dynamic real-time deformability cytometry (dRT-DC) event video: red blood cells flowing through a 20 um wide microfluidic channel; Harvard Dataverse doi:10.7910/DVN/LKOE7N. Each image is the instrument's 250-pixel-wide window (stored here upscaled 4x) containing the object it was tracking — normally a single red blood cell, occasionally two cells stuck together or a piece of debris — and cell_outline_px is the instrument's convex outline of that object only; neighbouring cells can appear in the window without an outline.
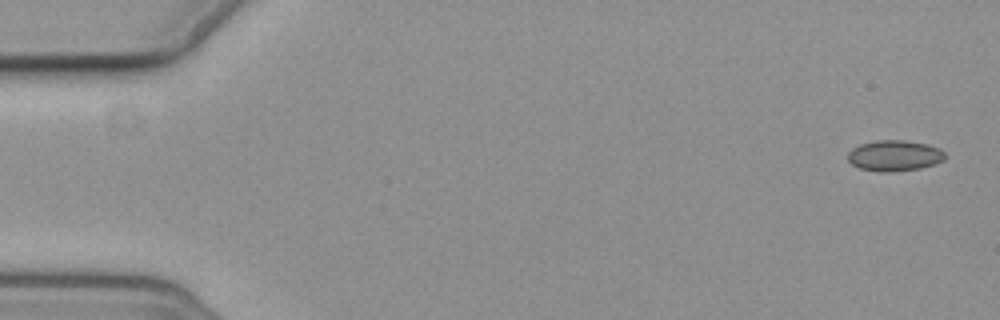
{"species": "common noctule bat (a hibernating species)", "species_latin": "Nyctalus noctula", "temperature_condition": "cold", "stored_images_in_passage": 8, "camera_frame_rate_fps": 3000, "um_per_image_px": 0.085, "animal": {"sex": "female", "body_mass_g": 19.3, "forearm_length_mm": 54.1}, "frame": {"image": 1, "passage_image": 1, "time_ms": 0.0, "image_size_px": [1000, 320], "cell_outline_px": [[944, 160], [936, 164], [920, 168], [892, 172], [880, 172], [860, 168], [852, 164], [848, 160], [848, 152], [852, 148], [860, 144], [876, 140], [904, 140], [928, 144], [940, 148], [944, 152]], "centroid_in_image_um": [76.04, 13.23], "position_along_channel_um": 9.0, "area_um2": 17.57}}
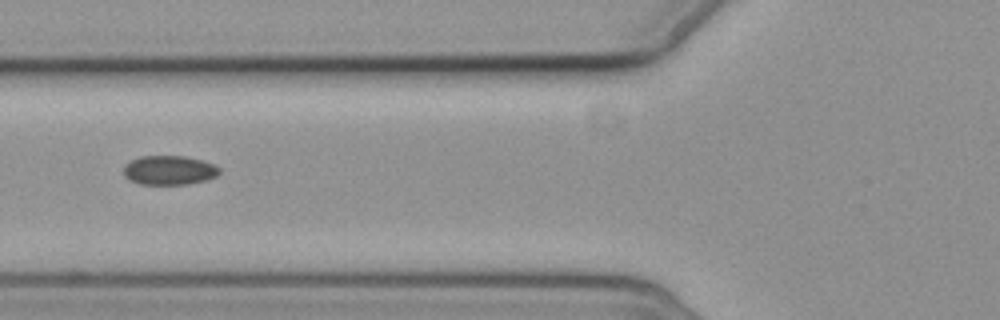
{"frame": {"image": 2, "passage_image": 7, "time_ms": 7.0, "image_size_px": [1000, 320], "cell_outline_px": [[220, 172], [216, 176], [204, 180], [188, 184], [140, 184], [124, 176], [124, 164], [140, 156], [184, 156], [200, 160], [212, 164], [220, 168]], "centroid_in_image_um": [14.36, 14.46], "position_along_channel_um": 111.4, "area_um2": 16.13}}
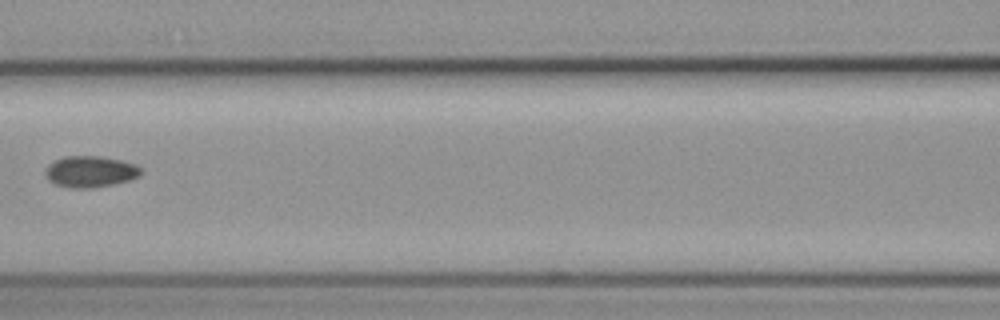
{"frame": {"image": 3, "passage_image": 8, "time_ms": 8.333, "image_size_px": [1000, 320], "cell_outline_px": [[144, 172], [140, 176], [116, 184], [92, 188], [68, 188], [56, 184], [48, 180], [44, 172], [48, 164], [64, 156], [100, 156], [120, 160], [136, 164], [144, 168]], "centroid_in_image_um": [7.71, 14.59], "position_along_channel_um": 158.9, "area_um2": 17.74}}